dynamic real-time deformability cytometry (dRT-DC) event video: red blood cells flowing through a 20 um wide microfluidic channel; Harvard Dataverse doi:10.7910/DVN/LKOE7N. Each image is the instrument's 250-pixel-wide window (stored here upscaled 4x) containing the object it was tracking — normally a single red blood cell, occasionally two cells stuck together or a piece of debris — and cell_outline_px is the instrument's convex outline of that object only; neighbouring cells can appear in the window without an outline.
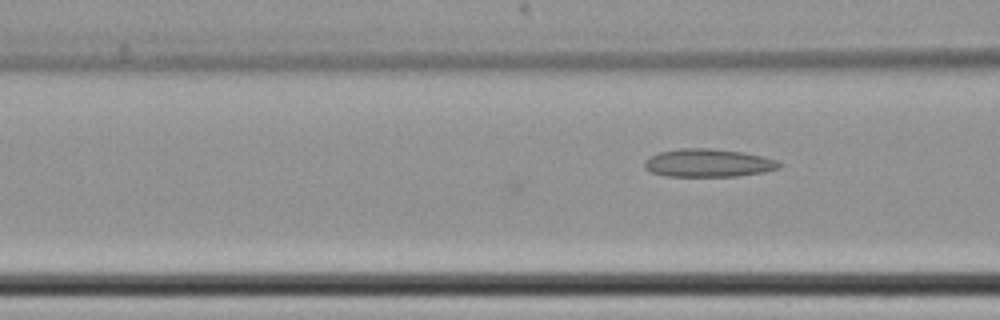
{"species": "common noctule bat (a hibernating species)", "species_latin": "Nyctalus noctula", "temperature_condition": "cold", "stored_images_in_passage": 8, "camera_frame_rate_fps": 3000, "um_per_image_px": 0.085, "animal": {"sex": "female", "body_mass_g": 22.7, "forearm_length_mm": 54.2}, "frame": {"image": 1, "passage_image": 8, "time_ms": 2.333, "image_size_px": [1000, 320], "cell_outline_px": [[784, 164], [780, 168], [764, 172], [736, 176], [668, 176], [652, 172], [644, 168], [644, 160], [660, 152], [680, 148], [712, 148], [744, 152], [764, 156], [776, 160]], "centroid_in_image_um": [60.25, 13.84], "position_along_channel_um": 106.4, "area_um2": 22.14}}